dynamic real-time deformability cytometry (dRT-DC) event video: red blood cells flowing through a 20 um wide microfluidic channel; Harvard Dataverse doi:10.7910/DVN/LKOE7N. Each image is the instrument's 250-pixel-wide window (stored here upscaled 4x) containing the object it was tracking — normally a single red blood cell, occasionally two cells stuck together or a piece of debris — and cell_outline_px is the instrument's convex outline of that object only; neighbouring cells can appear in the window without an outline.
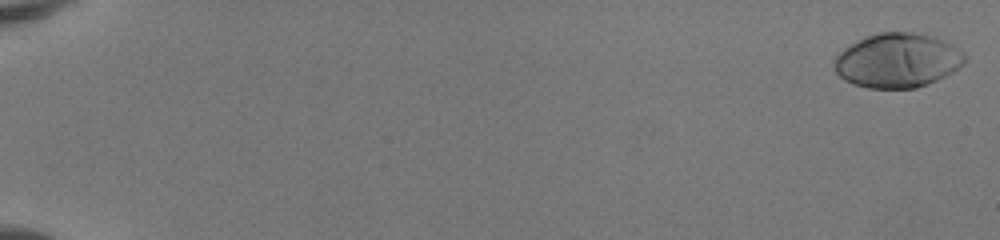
{"species": "human", "species_latin": "Homo sapiens", "temperature_condition": "room temperature", "stored_images_in_passage": 53, "segment_of_instrument_passage": [1, 2], "camera_frame_rate_fps": 3000, "um_per_image_px": 0.085, "donor": {"sex": "female"}, "frame": {"image": 1, "passage_image": 1, "time_ms": 0.0, "image_size_px": [1000, 240], "cell_outline_px": [[968, 56], [964, 64], [952, 72], [928, 84], [916, 88], [868, 88], [852, 84], [844, 80], [832, 68], [832, 60], [844, 48], [864, 36], [880, 32], [912, 32], [932, 36], [944, 40], [952, 44], [964, 52]], "centroid_in_image_um": [76.27, 5.13], "position_along_channel_um": 8.7, "area_um2": 41.79}}
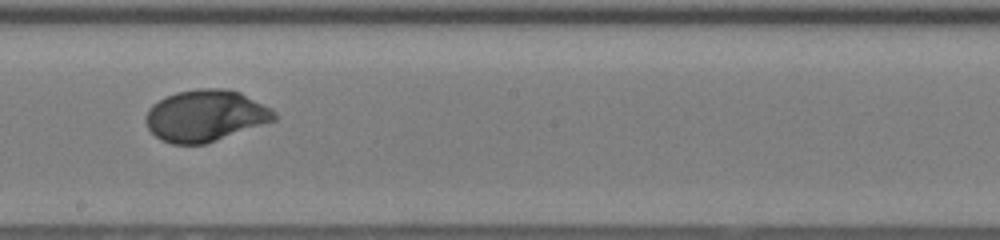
{"frame": {"image": 2, "passage_image": 32, "time_ms": 10.333, "image_size_px": [1000, 240], "cell_outline_px": [[276, 120], [204, 144], [172, 144], [160, 140], [148, 128], [144, 120], [144, 116], [148, 108], [152, 104], [164, 96], [176, 92], [200, 88], [224, 88], [240, 92], [272, 108], [276, 112]], "centroid_in_image_um": [17.43, 9.82], "position_along_channel_um": 230.8, "area_um2": 38.78}}
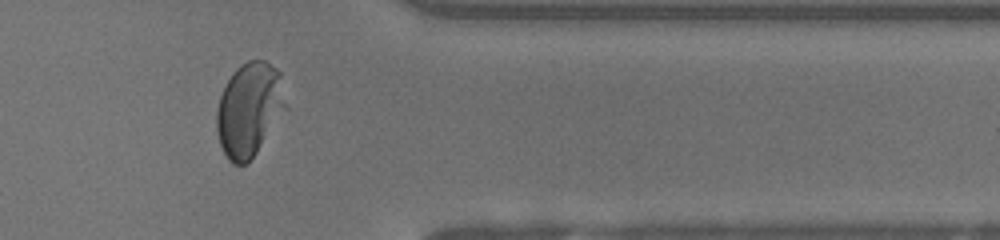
{"frame": {"image": 3, "passage_image": 44, "time_ms": 14.333, "image_size_px": [1000, 240], "cell_outline_px": [[288, 108], [248, 164], [232, 164], [228, 160], [220, 144], [216, 132], [216, 112], [220, 96], [232, 72], [236, 68], [248, 60], [264, 60], [276, 68], [280, 72]], "centroid_in_image_um": [21.2, 9.32], "position_along_channel_um": 390.2, "area_um2": 38.15}}